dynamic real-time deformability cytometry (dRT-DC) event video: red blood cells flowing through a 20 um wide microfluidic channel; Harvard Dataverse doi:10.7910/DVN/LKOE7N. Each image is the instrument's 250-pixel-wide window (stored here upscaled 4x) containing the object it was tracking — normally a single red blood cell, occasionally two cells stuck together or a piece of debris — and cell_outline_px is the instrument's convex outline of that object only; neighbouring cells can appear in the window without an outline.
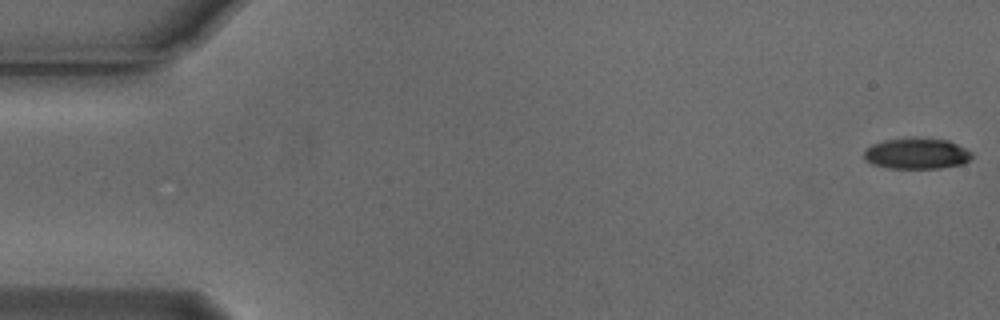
{"species": "Egyptian fruit bat (a non-hibernating species)", "species_latin": "Rousettus aegyptiacus", "temperature_condition": "cold", "stored_images_in_passage": 55, "camera_frame_rate_fps": 3000, "um_per_image_px": 0.085, "animal": {"sex": "male"}, "frame": {"image": 1, "passage_image": 1, "time_ms": 0.0, "image_size_px": [1000, 320], "cell_outline_px": [[972, 156], [964, 164], [940, 168], [888, 168], [872, 164], [864, 160], [864, 152], [872, 144], [884, 140], [912, 136], [948, 140], [972, 152]], "centroid_in_image_um": [77.9, 13.04], "position_along_channel_um": 7.1, "area_um2": 19.71}}
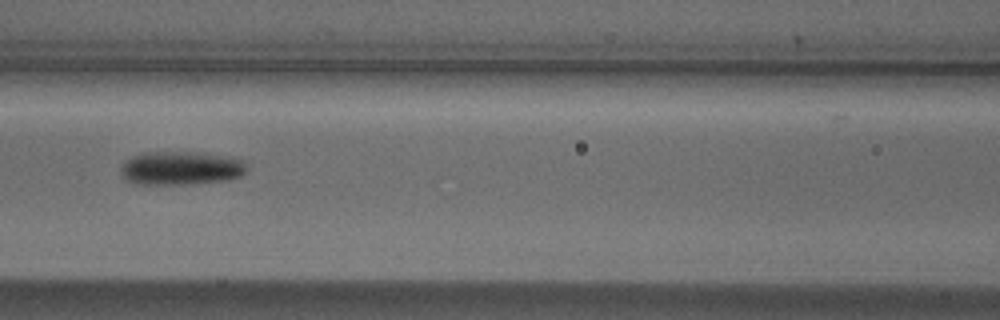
{"frame": {"image": 2, "passage_image": 24, "time_ms": 7.667, "image_size_px": [1000, 320], "cell_outline_px": [[248, 168], [240, 176], [228, 180], [188, 184], [136, 184], [124, 180], [120, 168], [124, 160], [132, 156], [144, 152], [196, 152], [244, 160]], "centroid_in_image_um": [15.33, 14.3], "position_along_channel_um": 151.3, "area_um2": 24.74}}
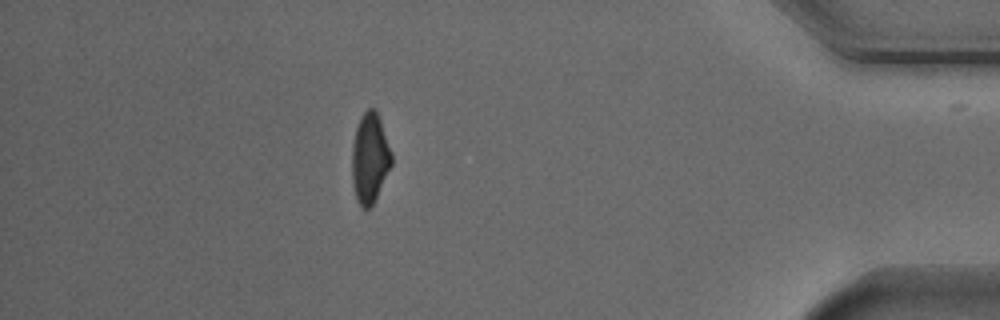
{"frame": {"image": 3, "passage_image": 48, "time_ms": 15.667, "image_size_px": [1000, 320], "cell_outline_px": [[392, 164], [372, 204], [368, 208], [364, 208], [356, 200], [352, 184], [352, 144], [356, 128], [360, 116], [368, 108], [376, 108], [392, 152]], "centroid_in_image_um": [31.43, 13.4], "position_along_channel_um": 403.8, "area_um2": 20.69}, "authors_computed_cell_mechanics": {"area_um2": 21.675, "velocity_mm_per_s": 3.7653, "shape_relaxation_time_tau1_ms": 3.0724, "shape_relaxation_time_tau2_ms": 5.99, "deformation_change_tau1": 0.1411, "deformation_change_tau2": 0.1345}}